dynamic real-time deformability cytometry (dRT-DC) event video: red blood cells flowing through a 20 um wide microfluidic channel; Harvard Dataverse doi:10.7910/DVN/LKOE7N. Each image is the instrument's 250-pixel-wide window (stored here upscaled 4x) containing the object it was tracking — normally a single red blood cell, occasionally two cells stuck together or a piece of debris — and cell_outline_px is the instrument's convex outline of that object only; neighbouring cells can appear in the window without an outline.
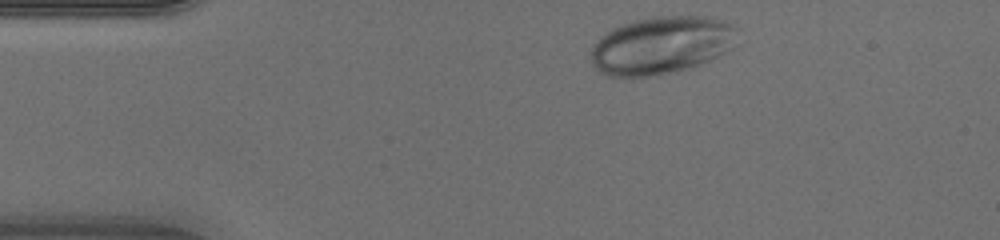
{"species": "human", "species_latin": "Homo sapiens", "temperature_condition": "warm", "stored_images_in_passage": 30, "camera_frame_rate_fps": 3000, "um_per_image_px": 0.085, "donor": {"sex": "male"}, "frame": {"image": 1, "passage_image": 1, "time_ms": 0.0, "image_size_px": [1000, 240], "cell_outline_px": [[736, 28], [732, 48], [708, 60], [688, 68], [676, 72], [656, 76], [608, 76], [600, 72], [592, 64], [592, 44], [604, 32], [620, 24], [636, 20], [656, 16], [704, 16], [728, 24]], "centroid_in_image_um": [56.14, 3.85], "position_along_channel_um": 28.9, "area_um2": 48.84}}
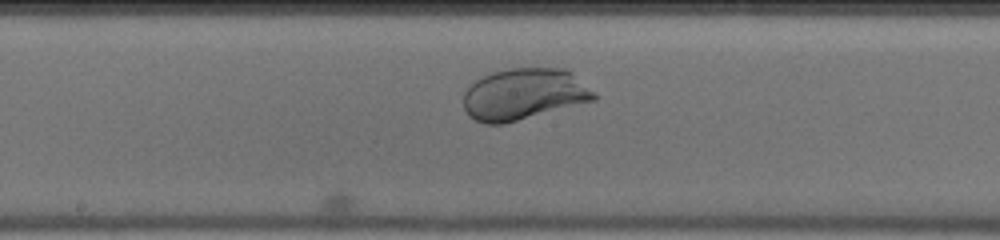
{"frame": {"image": 2, "passage_image": 17, "time_ms": 5.333, "image_size_px": [1000, 240], "cell_outline_px": [[596, 100], [504, 124], [484, 124], [468, 116], [464, 108], [464, 92], [468, 84], [492, 72], [508, 68], [564, 68], [572, 72], [596, 96]], "centroid_in_image_um": [44.48, 8.01], "position_along_channel_um": 203.7, "area_um2": 39.19}}
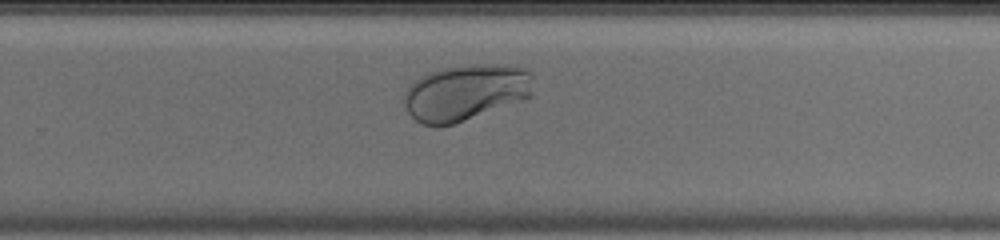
{"frame": {"image": 3, "passage_image": 23, "time_ms": 7.333, "image_size_px": [1000, 240], "cell_outline_px": [[532, 96], [524, 100], [452, 124], [420, 124], [408, 112], [404, 104], [404, 92], [412, 80], [428, 72], [440, 68], [496, 64], [528, 68], [532, 72]], "centroid_in_image_um": [39.59, 7.84], "position_along_channel_um": 290.2, "area_um2": 42.14}}